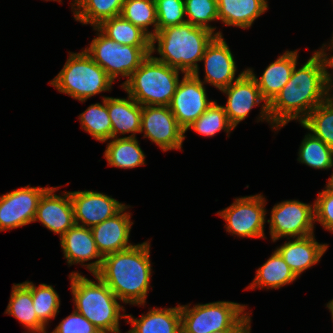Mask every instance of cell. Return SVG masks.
<instances>
[{
  "instance_id": "obj_37",
  "label": "cell",
  "mask_w": 333,
  "mask_h": 333,
  "mask_svg": "<svg viewBox=\"0 0 333 333\" xmlns=\"http://www.w3.org/2000/svg\"><path fill=\"white\" fill-rule=\"evenodd\" d=\"M157 31L186 22L184 0H155Z\"/></svg>"
},
{
  "instance_id": "obj_13",
  "label": "cell",
  "mask_w": 333,
  "mask_h": 333,
  "mask_svg": "<svg viewBox=\"0 0 333 333\" xmlns=\"http://www.w3.org/2000/svg\"><path fill=\"white\" fill-rule=\"evenodd\" d=\"M50 187L26 185L0 196V232L33 223L42 195Z\"/></svg>"
},
{
  "instance_id": "obj_24",
  "label": "cell",
  "mask_w": 333,
  "mask_h": 333,
  "mask_svg": "<svg viewBox=\"0 0 333 333\" xmlns=\"http://www.w3.org/2000/svg\"><path fill=\"white\" fill-rule=\"evenodd\" d=\"M219 20L226 26L248 29L268 9L267 0H217Z\"/></svg>"
},
{
  "instance_id": "obj_1",
  "label": "cell",
  "mask_w": 333,
  "mask_h": 333,
  "mask_svg": "<svg viewBox=\"0 0 333 333\" xmlns=\"http://www.w3.org/2000/svg\"><path fill=\"white\" fill-rule=\"evenodd\" d=\"M289 81L268 104L271 123L281 129L291 120L300 123L329 97L328 63L320 48L297 69Z\"/></svg>"
},
{
  "instance_id": "obj_40",
  "label": "cell",
  "mask_w": 333,
  "mask_h": 333,
  "mask_svg": "<svg viewBox=\"0 0 333 333\" xmlns=\"http://www.w3.org/2000/svg\"><path fill=\"white\" fill-rule=\"evenodd\" d=\"M326 45V43L325 44H323L322 45V50L325 52V51H327L328 49L329 50H333V35H332V39H331V41H330V43L328 44L329 45V47L327 46H325ZM326 47V48H325ZM328 48V49H327ZM326 49V50H325ZM328 53H326L325 52V56H326V59H327V63H328V68L330 67V68H332L333 69V55H331V54H329V55H327ZM330 57V58H329Z\"/></svg>"
},
{
  "instance_id": "obj_31",
  "label": "cell",
  "mask_w": 333,
  "mask_h": 333,
  "mask_svg": "<svg viewBox=\"0 0 333 333\" xmlns=\"http://www.w3.org/2000/svg\"><path fill=\"white\" fill-rule=\"evenodd\" d=\"M333 149V99L328 97L300 123Z\"/></svg>"
},
{
  "instance_id": "obj_43",
  "label": "cell",
  "mask_w": 333,
  "mask_h": 333,
  "mask_svg": "<svg viewBox=\"0 0 333 333\" xmlns=\"http://www.w3.org/2000/svg\"><path fill=\"white\" fill-rule=\"evenodd\" d=\"M326 189H328L329 191L333 192V172H332V176H330V178L328 179V183L325 186Z\"/></svg>"
},
{
  "instance_id": "obj_19",
  "label": "cell",
  "mask_w": 333,
  "mask_h": 333,
  "mask_svg": "<svg viewBox=\"0 0 333 333\" xmlns=\"http://www.w3.org/2000/svg\"><path fill=\"white\" fill-rule=\"evenodd\" d=\"M60 244L68 265L81 263L92 274L100 269L103 257L97 250L90 228L75 224L60 238ZM92 259L96 261L84 264Z\"/></svg>"
},
{
  "instance_id": "obj_42",
  "label": "cell",
  "mask_w": 333,
  "mask_h": 333,
  "mask_svg": "<svg viewBox=\"0 0 333 333\" xmlns=\"http://www.w3.org/2000/svg\"><path fill=\"white\" fill-rule=\"evenodd\" d=\"M332 75L328 73V80H329V97L333 99V94H330V92L333 91V79ZM332 95V96H331Z\"/></svg>"
},
{
  "instance_id": "obj_5",
  "label": "cell",
  "mask_w": 333,
  "mask_h": 333,
  "mask_svg": "<svg viewBox=\"0 0 333 333\" xmlns=\"http://www.w3.org/2000/svg\"><path fill=\"white\" fill-rule=\"evenodd\" d=\"M179 72L150 54L121 88L142 106H169L180 81Z\"/></svg>"
},
{
  "instance_id": "obj_22",
  "label": "cell",
  "mask_w": 333,
  "mask_h": 333,
  "mask_svg": "<svg viewBox=\"0 0 333 333\" xmlns=\"http://www.w3.org/2000/svg\"><path fill=\"white\" fill-rule=\"evenodd\" d=\"M132 328L127 333H181L180 304L171 308H154L139 319L126 314Z\"/></svg>"
},
{
  "instance_id": "obj_16",
  "label": "cell",
  "mask_w": 333,
  "mask_h": 333,
  "mask_svg": "<svg viewBox=\"0 0 333 333\" xmlns=\"http://www.w3.org/2000/svg\"><path fill=\"white\" fill-rule=\"evenodd\" d=\"M204 61V84H211L220 91L236 81L245 71L235 78L237 66L233 54L223 36H216L206 47L200 60Z\"/></svg>"
},
{
  "instance_id": "obj_26",
  "label": "cell",
  "mask_w": 333,
  "mask_h": 333,
  "mask_svg": "<svg viewBox=\"0 0 333 333\" xmlns=\"http://www.w3.org/2000/svg\"><path fill=\"white\" fill-rule=\"evenodd\" d=\"M297 279L282 256L275 250L267 261L256 270V276L246 289H279Z\"/></svg>"
},
{
  "instance_id": "obj_2",
  "label": "cell",
  "mask_w": 333,
  "mask_h": 333,
  "mask_svg": "<svg viewBox=\"0 0 333 333\" xmlns=\"http://www.w3.org/2000/svg\"><path fill=\"white\" fill-rule=\"evenodd\" d=\"M151 268L150 243L145 241L104 256L95 275L121 302L144 306L150 289Z\"/></svg>"
},
{
  "instance_id": "obj_20",
  "label": "cell",
  "mask_w": 333,
  "mask_h": 333,
  "mask_svg": "<svg viewBox=\"0 0 333 333\" xmlns=\"http://www.w3.org/2000/svg\"><path fill=\"white\" fill-rule=\"evenodd\" d=\"M327 249L328 245L317 242L314 234L293 238L276 248L297 278L317 264Z\"/></svg>"
},
{
  "instance_id": "obj_30",
  "label": "cell",
  "mask_w": 333,
  "mask_h": 333,
  "mask_svg": "<svg viewBox=\"0 0 333 333\" xmlns=\"http://www.w3.org/2000/svg\"><path fill=\"white\" fill-rule=\"evenodd\" d=\"M102 103L91 104L79 115L84 131L100 142L112 139V123L108 113V97L103 96Z\"/></svg>"
},
{
  "instance_id": "obj_23",
  "label": "cell",
  "mask_w": 333,
  "mask_h": 333,
  "mask_svg": "<svg viewBox=\"0 0 333 333\" xmlns=\"http://www.w3.org/2000/svg\"><path fill=\"white\" fill-rule=\"evenodd\" d=\"M108 113L112 123V138L131 133L125 137H136L141 130L142 105L131 96L126 98L108 97Z\"/></svg>"
},
{
  "instance_id": "obj_34",
  "label": "cell",
  "mask_w": 333,
  "mask_h": 333,
  "mask_svg": "<svg viewBox=\"0 0 333 333\" xmlns=\"http://www.w3.org/2000/svg\"><path fill=\"white\" fill-rule=\"evenodd\" d=\"M32 292L33 307L37 317L47 326L59 313L60 298L52 285H36L31 281L23 282Z\"/></svg>"
},
{
  "instance_id": "obj_17",
  "label": "cell",
  "mask_w": 333,
  "mask_h": 333,
  "mask_svg": "<svg viewBox=\"0 0 333 333\" xmlns=\"http://www.w3.org/2000/svg\"><path fill=\"white\" fill-rule=\"evenodd\" d=\"M59 187H50L41 197L34 222L59 234L60 238L75 225L74 210L69 192L55 194ZM64 194V195H63Z\"/></svg>"
},
{
  "instance_id": "obj_18",
  "label": "cell",
  "mask_w": 333,
  "mask_h": 333,
  "mask_svg": "<svg viewBox=\"0 0 333 333\" xmlns=\"http://www.w3.org/2000/svg\"><path fill=\"white\" fill-rule=\"evenodd\" d=\"M128 208H130L129 205H126L115 216L90 228L97 250L102 257L134 246L129 243L133 222L130 219L131 213L126 211Z\"/></svg>"
},
{
  "instance_id": "obj_25",
  "label": "cell",
  "mask_w": 333,
  "mask_h": 333,
  "mask_svg": "<svg viewBox=\"0 0 333 333\" xmlns=\"http://www.w3.org/2000/svg\"><path fill=\"white\" fill-rule=\"evenodd\" d=\"M5 314L15 317L31 333H46V325L37 317L31 290L22 282L13 284Z\"/></svg>"
},
{
  "instance_id": "obj_9",
  "label": "cell",
  "mask_w": 333,
  "mask_h": 333,
  "mask_svg": "<svg viewBox=\"0 0 333 333\" xmlns=\"http://www.w3.org/2000/svg\"><path fill=\"white\" fill-rule=\"evenodd\" d=\"M266 203L262 194L239 197L217 214L225 220L226 231L232 235L243 238H266L264 233Z\"/></svg>"
},
{
  "instance_id": "obj_28",
  "label": "cell",
  "mask_w": 333,
  "mask_h": 333,
  "mask_svg": "<svg viewBox=\"0 0 333 333\" xmlns=\"http://www.w3.org/2000/svg\"><path fill=\"white\" fill-rule=\"evenodd\" d=\"M110 140L104 152L108 166L132 169L145 165L146 155L136 137H118Z\"/></svg>"
},
{
  "instance_id": "obj_33",
  "label": "cell",
  "mask_w": 333,
  "mask_h": 333,
  "mask_svg": "<svg viewBox=\"0 0 333 333\" xmlns=\"http://www.w3.org/2000/svg\"><path fill=\"white\" fill-rule=\"evenodd\" d=\"M121 16L141 28L150 37L157 33V12L155 0H125ZM153 30L149 31V26Z\"/></svg>"
},
{
  "instance_id": "obj_29",
  "label": "cell",
  "mask_w": 333,
  "mask_h": 333,
  "mask_svg": "<svg viewBox=\"0 0 333 333\" xmlns=\"http://www.w3.org/2000/svg\"><path fill=\"white\" fill-rule=\"evenodd\" d=\"M97 28L118 44L151 47V37L121 15L104 20Z\"/></svg>"
},
{
  "instance_id": "obj_4",
  "label": "cell",
  "mask_w": 333,
  "mask_h": 333,
  "mask_svg": "<svg viewBox=\"0 0 333 333\" xmlns=\"http://www.w3.org/2000/svg\"><path fill=\"white\" fill-rule=\"evenodd\" d=\"M93 276L97 282L79 272L70 273L74 308L101 333H121L119 320L126 319V314H121L125 309L113 291L98 276Z\"/></svg>"
},
{
  "instance_id": "obj_11",
  "label": "cell",
  "mask_w": 333,
  "mask_h": 333,
  "mask_svg": "<svg viewBox=\"0 0 333 333\" xmlns=\"http://www.w3.org/2000/svg\"><path fill=\"white\" fill-rule=\"evenodd\" d=\"M221 92L227 96V103L223 107L229 123L234 128L248 116L252 108L258 106L263 101L258 121L266 120V122L272 125L271 128L273 130H278L271 123L268 103L262 97L254 77L247 70L227 88L221 90Z\"/></svg>"
},
{
  "instance_id": "obj_3",
  "label": "cell",
  "mask_w": 333,
  "mask_h": 333,
  "mask_svg": "<svg viewBox=\"0 0 333 333\" xmlns=\"http://www.w3.org/2000/svg\"><path fill=\"white\" fill-rule=\"evenodd\" d=\"M222 32L212 31L191 25L188 22L166 27L151 37V54L155 51L160 57L156 60L176 68L182 74L199 76V62L206 47ZM157 42V48H156Z\"/></svg>"
},
{
  "instance_id": "obj_14",
  "label": "cell",
  "mask_w": 333,
  "mask_h": 333,
  "mask_svg": "<svg viewBox=\"0 0 333 333\" xmlns=\"http://www.w3.org/2000/svg\"><path fill=\"white\" fill-rule=\"evenodd\" d=\"M205 84L200 76L183 74L173 95L169 108L178 125L185 131L213 103L207 97Z\"/></svg>"
},
{
  "instance_id": "obj_12",
  "label": "cell",
  "mask_w": 333,
  "mask_h": 333,
  "mask_svg": "<svg viewBox=\"0 0 333 333\" xmlns=\"http://www.w3.org/2000/svg\"><path fill=\"white\" fill-rule=\"evenodd\" d=\"M140 133L164 152L181 150L186 137L169 106L160 105L142 106Z\"/></svg>"
},
{
  "instance_id": "obj_32",
  "label": "cell",
  "mask_w": 333,
  "mask_h": 333,
  "mask_svg": "<svg viewBox=\"0 0 333 333\" xmlns=\"http://www.w3.org/2000/svg\"><path fill=\"white\" fill-rule=\"evenodd\" d=\"M297 160L314 169H331L333 167V149L312 133H308L301 141Z\"/></svg>"
},
{
  "instance_id": "obj_15",
  "label": "cell",
  "mask_w": 333,
  "mask_h": 333,
  "mask_svg": "<svg viewBox=\"0 0 333 333\" xmlns=\"http://www.w3.org/2000/svg\"><path fill=\"white\" fill-rule=\"evenodd\" d=\"M74 210L75 224L91 228L115 216L126 205L112 196L84 190L69 192ZM82 223V224H80Z\"/></svg>"
},
{
  "instance_id": "obj_35",
  "label": "cell",
  "mask_w": 333,
  "mask_h": 333,
  "mask_svg": "<svg viewBox=\"0 0 333 333\" xmlns=\"http://www.w3.org/2000/svg\"><path fill=\"white\" fill-rule=\"evenodd\" d=\"M189 129H193L196 133L206 137H212L221 130H224L229 137V133L233 131L234 127L229 123L224 107L218 105L214 100L207 110L187 127L184 133Z\"/></svg>"
},
{
  "instance_id": "obj_7",
  "label": "cell",
  "mask_w": 333,
  "mask_h": 333,
  "mask_svg": "<svg viewBox=\"0 0 333 333\" xmlns=\"http://www.w3.org/2000/svg\"><path fill=\"white\" fill-rule=\"evenodd\" d=\"M247 305L231 301L180 305L181 333H213L228 328H251Z\"/></svg>"
},
{
  "instance_id": "obj_44",
  "label": "cell",
  "mask_w": 333,
  "mask_h": 333,
  "mask_svg": "<svg viewBox=\"0 0 333 333\" xmlns=\"http://www.w3.org/2000/svg\"><path fill=\"white\" fill-rule=\"evenodd\" d=\"M326 307H327V308L329 309V311L331 312V315H332V322H333V299L330 300V301L327 303Z\"/></svg>"
},
{
  "instance_id": "obj_27",
  "label": "cell",
  "mask_w": 333,
  "mask_h": 333,
  "mask_svg": "<svg viewBox=\"0 0 333 333\" xmlns=\"http://www.w3.org/2000/svg\"><path fill=\"white\" fill-rule=\"evenodd\" d=\"M125 0H73L74 19L83 25L99 26L104 20L121 15Z\"/></svg>"
},
{
  "instance_id": "obj_39",
  "label": "cell",
  "mask_w": 333,
  "mask_h": 333,
  "mask_svg": "<svg viewBox=\"0 0 333 333\" xmlns=\"http://www.w3.org/2000/svg\"><path fill=\"white\" fill-rule=\"evenodd\" d=\"M51 333H101L88 319L74 311L62 319Z\"/></svg>"
},
{
  "instance_id": "obj_10",
  "label": "cell",
  "mask_w": 333,
  "mask_h": 333,
  "mask_svg": "<svg viewBox=\"0 0 333 333\" xmlns=\"http://www.w3.org/2000/svg\"><path fill=\"white\" fill-rule=\"evenodd\" d=\"M273 242L280 238H301L314 234V204L286 200L275 204L268 219Z\"/></svg>"
},
{
  "instance_id": "obj_38",
  "label": "cell",
  "mask_w": 333,
  "mask_h": 333,
  "mask_svg": "<svg viewBox=\"0 0 333 333\" xmlns=\"http://www.w3.org/2000/svg\"><path fill=\"white\" fill-rule=\"evenodd\" d=\"M315 222L333 233V192L328 189L321 191L314 202Z\"/></svg>"
},
{
  "instance_id": "obj_45",
  "label": "cell",
  "mask_w": 333,
  "mask_h": 333,
  "mask_svg": "<svg viewBox=\"0 0 333 333\" xmlns=\"http://www.w3.org/2000/svg\"><path fill=\"white\" fill-rule=\"evenodd\" d=\"M46 1H58L59 3H61L62 0H46Z\"/></svg>"
},
{
  "instance_id": "obj_6",
  "label": "cell",
  "mask_w": 333,
  "mask_h": 333,
  "mask_svg": "<svg viewBox=\"0 0 333 333\" xmlns=\"http://www.w3.org/2000/svg\"><path fill=\"white\" fill-rule=\"evenodd\" d=\"M113 83L105 70L85 50L79 53L69 52L63 68L50 81V85L59 92L82 103L101 92L110 91Z\"/></svg>"
},
{
  "instance_id": "obj_41",
  "label": "cell",
  "mask_w": 333,
  "mask_h": 333,
  "mask_svg": "<svg viewBox=\"0 0 333 333\" xmlns=\"http://www.w3.org/2000/svg\"><path fill=\"white\" fill-rule=\"evenodd\" d=\"M251 328H228L213 333H250Z\"/></svg>"
},
{
  "instance_id": "obj_36",
  "label": "cell",
  "mask_w": 333,
  "mask_h": 333,
  "mask_svg": "<svg viewBox=\"0 0 333 333\" xmlns=\"http://www.w3.org/2000/svg\"><path fill=\"white\" fill-rule=\"evenodd\" d=\"M186 22L215 33L209 22L219 20L217 0H184Z\"/></svg>"
},
{
  "instance_id": "obj_8",
  "label": "cell",
  "mask_w": 333,
  "mask_h": 333,
  "mask_svg": "<svg viewBox=\"0 0 333 333\" xmlns=\"http://www.w3.org/2000/svg\"><path fill=\"white\" fill-rule=\"evenodd\" d=\"M93 29L98 32L97 36L84 50L113 81L120 75L127 78L126 82L142 61L151 54V47L121 45L109 39L97 27Z\"/></svg>"
},
{
  "instance_id": "obj_21",
  "label": "cell",
  "mask_w": 333,
  "mask_h": 333,
  "mask_svg": "<svg viewBox=\"0 0 333 333\" xmlns=\"http://www.w3.org/2000/svg\"><path fill=\"white\" fill-rule=\"evenodd\" d=\"M297 60L298 50H287L266 67L260 78H257L251 68L246 69L254 77L262 97L268 104L289 81Z\"/></svg>"
}]
</instances>
